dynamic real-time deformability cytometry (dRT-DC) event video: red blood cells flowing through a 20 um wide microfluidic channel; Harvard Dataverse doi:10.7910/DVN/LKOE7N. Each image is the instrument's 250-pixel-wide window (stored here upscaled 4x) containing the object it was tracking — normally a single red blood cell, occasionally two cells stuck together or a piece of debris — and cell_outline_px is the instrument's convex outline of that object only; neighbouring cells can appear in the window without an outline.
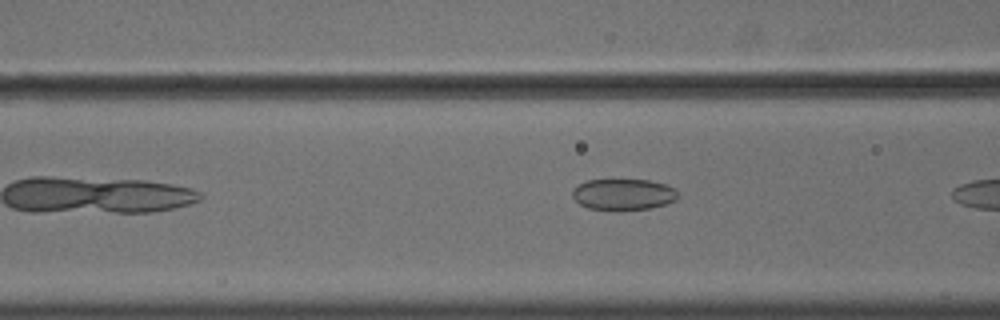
{"species": "common noctule bat (a hibernating species)", "species_latin": "Nyctalus noctula", "temperature_condition": "cold", "stored_images_in_passage": 9, "camera_frame_rate_fps": 3000, "um_per_image_px": 0.085, "animal": {"sex": "male", "body_mass_g": 18.8}, "frame": {"image": 1, "passage_image": 4, "time_ms": 1.0, "image_size_px": [1000, 320], "cell_outline_px": [[680, 196], [676, 200], [652, 208], [620, 212], [612, 212], [588, 208], [580, 204], [572, 196], [572, 188], [588, 180], [648, 180], [664, 184], [676, 188]], "centroid_in_image_um": [53.0, 16.56], "position_along_channel_um": 113.6, "area_um2": 19.77}}
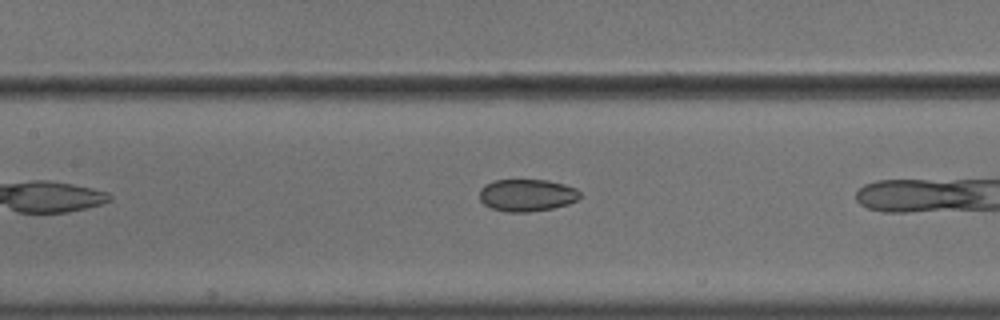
{"frame": {"image": 2, "passage_image": 8, "time_ms": 2.333, "image_size_px": [1000, 320], "cell_outline_px": [[584, 196], [580, 200], [568, 204], [552, 208], [528, 212], [504, 212], [492, 208], [484, 204], [480, 200], [480, 188], [484, 184], [496, 180], [548, 180], [564, 184], [576, 188]], "centroid_in_image_um": [44.83, 16.59], "position_along_channel_um": 162.6, "area_um2": 19.13}}